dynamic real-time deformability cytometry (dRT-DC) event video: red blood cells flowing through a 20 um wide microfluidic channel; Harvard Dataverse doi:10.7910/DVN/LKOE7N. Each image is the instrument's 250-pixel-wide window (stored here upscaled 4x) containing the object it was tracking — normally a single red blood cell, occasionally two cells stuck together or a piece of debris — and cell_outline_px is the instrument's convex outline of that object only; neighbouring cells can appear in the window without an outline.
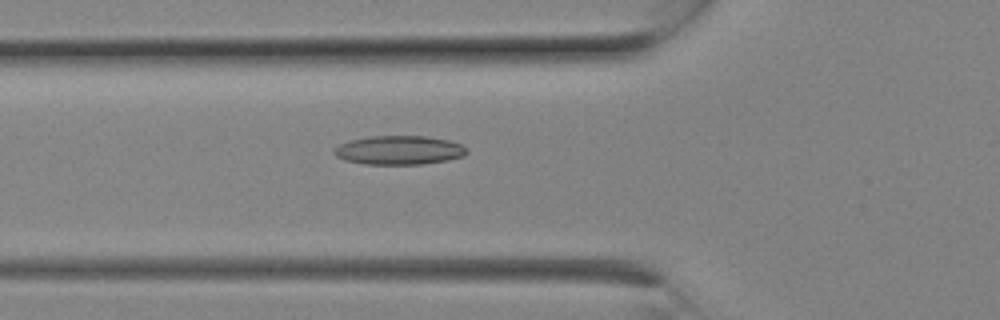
{"species": "Egyptian fruit bat (a non-hibernating species)", "species_latin": "Rousettus aegyptiacus", "temperature_condition": "room temperature", "stored_images_in_passage": 3, "camera_frame_rate_fps": 3000, "um_per_image_px": 0.085, "animal": {"sex": "female"}, "frame": {"image": 1, "passage_image": 3, "time_ms": 0.667, "image_size_px": [1000, 320], "cell_outline_px": [[468, 152], [464, 156], [448, 160], [420, 164], [364, 164], [344, 160], [336, 156], [332, 152], [332, 148], [340, 144], [352, 140], [368, 136], [424, 136], [448, 140], [460, 144], [468, 148]], "centroid_in_image_um": [33.91, 12.76], "position_along_channel_um": 91.9, "area_um2": 22.43}}